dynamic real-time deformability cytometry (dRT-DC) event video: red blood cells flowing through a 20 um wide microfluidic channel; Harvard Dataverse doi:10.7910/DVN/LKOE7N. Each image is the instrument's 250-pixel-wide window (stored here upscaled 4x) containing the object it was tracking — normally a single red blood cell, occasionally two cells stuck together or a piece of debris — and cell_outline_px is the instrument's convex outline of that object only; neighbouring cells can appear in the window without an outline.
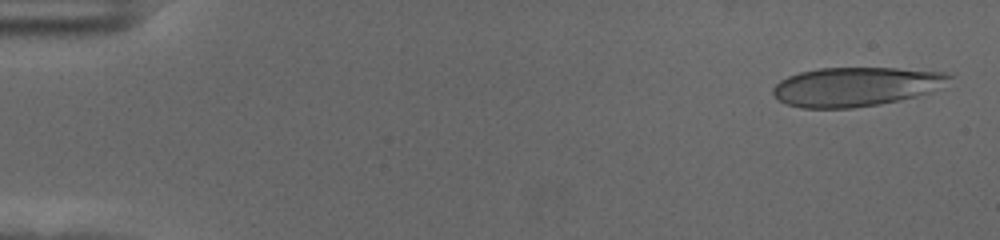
{"species": "human", "species_latin": "Homo sapiens", "temperature_condition": "cold", "stored_images_in_passage": 57, "camera_frame_rate_fps": 3000, "um_per_image_px": 0.085, "donor": {"sex": "female"}, "frame": {"image": 1, "passage_image": 2, "time_ms": 0.333, "image_size_px": [1000, 240], "cell_outline_px": [[952, 76], [928, 92], [916, 96], [900, 100], [880, 104], [852, 108], [800, 108], [788, 104], [780, 100], [772, 92], [772, 88], [780, 80], [788, 76], [800, 72], [820, 68], [896, 68], [944, 72]], "centroid_in_image_um": [72.66, 7.37], "position_along_channel_um": 12.3, "area_um2": 39.65}}
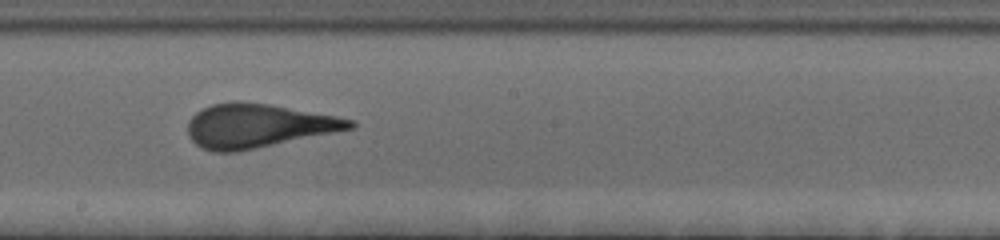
{"frame": {"image": 2, "passage_image": 32, "time_ms": 10.333, "image_size_px": [1000, 240], "cell_outline_px": [[356, 128], [236, 152], [212, 152], [200, 148], [188, 136], [188, 120], [196, 112], [212, 104], [236, 100], [240, 100], [268, 104], [336, 116], [356, 120]], "centroid_in_image_um": [21.91, 10.69], "position_along_channel_um": 226.3, "area_um2": 41.56}}
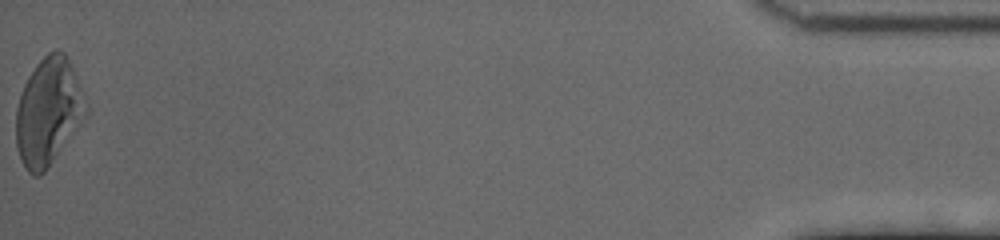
{"frame": {"image": 3, "passage_image": 57, "time_ms": 18.667, "image_size_px": [1000, 240], "cell_outline_px": [[88, 112], [48, 168], [40, 176], [32, 176], [28, 172], [20, 156], [16, 144], [16, 108], [24, 84], [28, 76], [36, 64], [48, 52], [56, 48], [64, 52], [72, 68], [88, 104]], "centroid_in_image_um": [4.1, 9.48], "position_along_channel_um": 431.1, "area_um2": 43.29}, "authors_computed_cell_mechanics": {"area_um2": 40.5178, "velocity_mm_per_s": 3.5317, "shape_relaxation_time_tau1_ms": 5.2602, "shape_relaxation_time_tau2_ms": null, "deformation_change_tau1": 0.1997, "deformation_change_tau2": null}}